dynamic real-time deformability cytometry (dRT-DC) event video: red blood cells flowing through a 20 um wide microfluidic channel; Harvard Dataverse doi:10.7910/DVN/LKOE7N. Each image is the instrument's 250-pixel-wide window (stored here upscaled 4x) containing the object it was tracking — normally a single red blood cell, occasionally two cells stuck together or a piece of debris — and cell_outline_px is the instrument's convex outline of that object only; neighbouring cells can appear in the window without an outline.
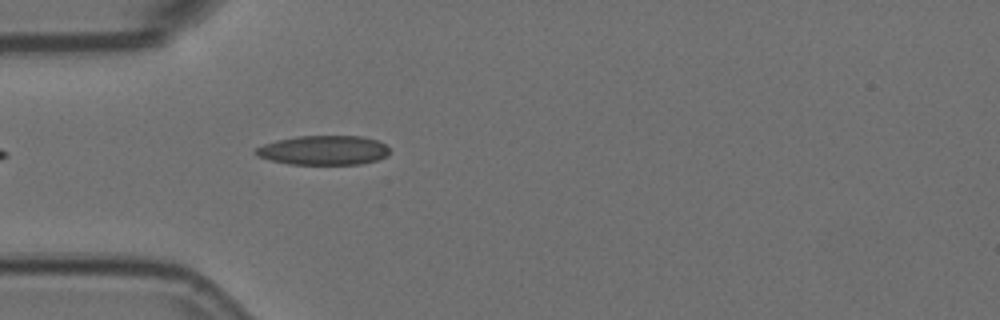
{"species": "Egyptian fruit bat (a non-hibernating species)", "species_latin": "Rousettus aegyptiacus", "temperature_condition": "room temperature", "stored_images_in_passage": 2, "camera_frame_rate_fps": 3000, "um_per_image_px": 0.085, "animal": {"sex": "female"}, "frame": {"image": 1, "passage_image": 2, "time_ms": 0.333, "image_size_px": [1000, 320], "cell_outline_px": [[388, 156], [376, 160], [360, 164], [288, 164], [256, 156], [252, 152], [256, 148], [264, 144], [276, 140], [296, 136], [360, 136], [380, 140], [388, 148]], "centroid_in_image_um": [27.49, 12.76], "position_along_channel_um": 57.5, "area_um2": 23.0}}